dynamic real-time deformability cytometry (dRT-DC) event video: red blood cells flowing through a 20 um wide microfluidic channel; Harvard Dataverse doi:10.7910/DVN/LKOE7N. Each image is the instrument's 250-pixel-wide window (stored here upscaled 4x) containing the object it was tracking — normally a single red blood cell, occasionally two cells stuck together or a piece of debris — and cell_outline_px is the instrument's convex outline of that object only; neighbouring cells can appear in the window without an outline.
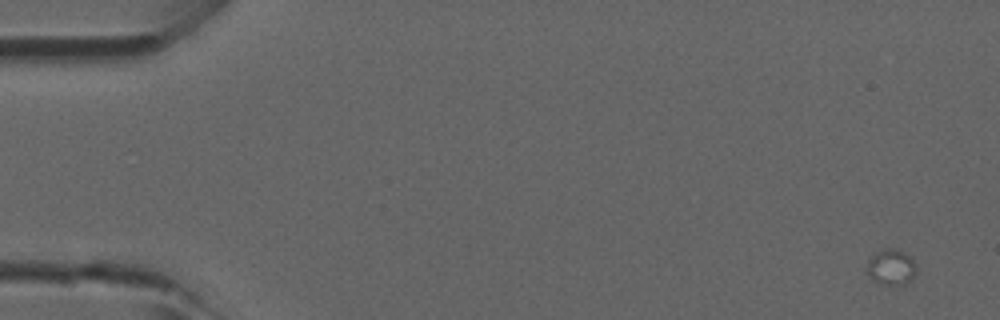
{"species": "common noctule bat (a hibernating species)", "species_latin": "Nyctalus noctula", "temperature_condition": "room temperature", "stored_images_in_passage": 2, "camera_frame_rate_fps": 3000, "um_per_image_px": 0.085, "animal": {"sex": "male", "forearm_length_mm": 52.5}, "frame": {"image": 1, "passage_image": 1, "time_ms": 0.0, "image_size_px": [1000, 320], "cell_outline_px": [[916, 272], [904, 284], [888, 284], [872, 280], [868, 276], [864, 268], [868, 260], [876, 252], [884, 248], [896, 248], [904, 252], [916, 264]], "centroid_in_image_um": [75.69, 22.67], "position_along_channel_um": 9.3, "area_um2": 10.23}}